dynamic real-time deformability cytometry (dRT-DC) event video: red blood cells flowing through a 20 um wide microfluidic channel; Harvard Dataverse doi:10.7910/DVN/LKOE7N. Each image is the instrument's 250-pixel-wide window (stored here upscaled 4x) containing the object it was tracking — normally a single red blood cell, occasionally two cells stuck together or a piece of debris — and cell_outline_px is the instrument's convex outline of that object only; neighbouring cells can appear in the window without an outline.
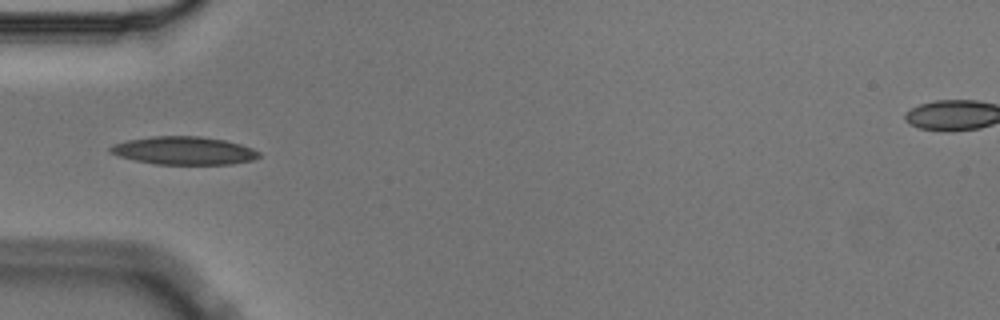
{"species": "Egyptian fruit bat (a non-hibernating species)", "species_latin": "Rousettus aegyptiacus", "temperature_condition": "cold", "stored_images_in_passage": 7, "camera_frame_rate_fps": 3000, "um_per_image_px": 0.085, "animal": {"sex": "male"}, "frame": {"image": 1, "passage_image": 5, "time_ms": 1.333, "image_size_px": [1000, 320], "cell_outline_px": [[260, 156], [252, 160], [232, 164], [156, 164], [136, 160], [120, 156], [108, 152], [108, 148], [112, 144], [128, 140], [152, 136], [200, 136], [224, 140], [240, 144], [252, 148], [260, 152]], "centroid_in_image_um": [15.62, 12.8], "position_along_channel_um": 69.4, "area_um2": 24.22}}
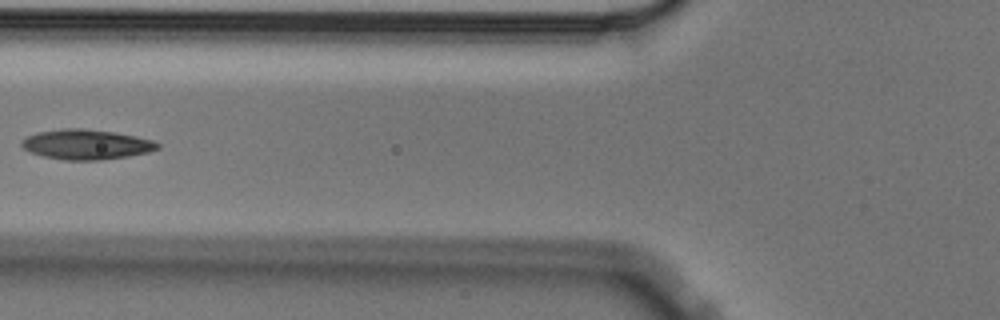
{"frame": {"image": 2, "passage_image": 6, "time_ms": 1.667, "image_size_px": [1000, 320], "cell_outline_px": [[160, 148], [148, 152], [128, 156], [100, 160], [64, 160], [44, 156], [32, 152], [24, 148], [20, 144], [20, 140], [36, 132], [64, 128], [84, 128], [112, 132], [136, 136], [152, 140], [160, 144]], "centroid_in_image_um": [7.33, 12.27], "position_along_channel_um": 118.5, "area_um2": 23.7}}
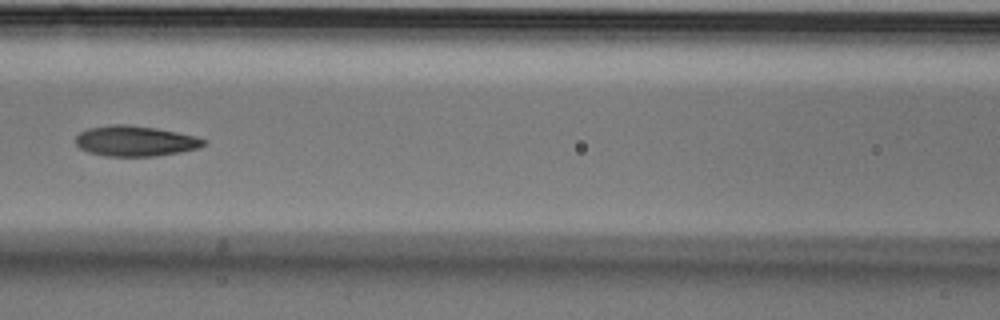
{"frame": {"image": 3, "passage_image": 7, "time_ms": 2.0, "image_size_px": [1000, 320], "cell_outline_px": [[208, 144], [200, 148], [180, 152], [156, 156], [108, 156], [88, 152], [80, 148], [76, 144], [76, 136], [80, 132], [88, 128], [112, 124], [124, 124], [156, 128], [196, 136], [208, 140]], "centroid_in_image_um": [11.54, 11.99], "position_along_channel_um": 155.1, "area_um2": 22.83}}